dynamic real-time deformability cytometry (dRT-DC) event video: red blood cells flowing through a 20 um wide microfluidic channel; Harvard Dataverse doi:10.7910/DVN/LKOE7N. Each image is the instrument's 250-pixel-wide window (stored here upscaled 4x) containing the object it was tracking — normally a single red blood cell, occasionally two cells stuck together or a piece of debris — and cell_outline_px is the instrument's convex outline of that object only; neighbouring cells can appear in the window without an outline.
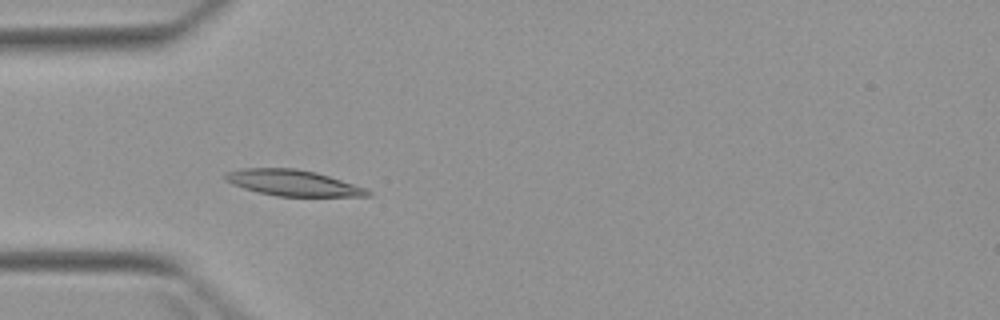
{"species": "Egyptian fruit bat (a non-hibernating species)", "species_latin": "Rousettus aegyptiacus", "temperature_condition": "warm", "stored_images_in_passage": 3, "camera_frame_rate_fps": 3000, "um_per_image_px": 0.085, "animal": {"sex": "female"}, "frame": {"image": 1, "passage_image": 1, "time_ms": 0.0, "image_size_px": [1000, 320], "cell_outline_px": [[372, 196], [276, 196], [256, 192], [232, 184], [224, 180], [224, 172], [244, 168], [296, 168], [316, 172], [368, 188], [372, 192]], "centroid_in_image_um": [24.9, 15.54], "position_along_channel_um": 60.1, "area_um2": 21.73}}
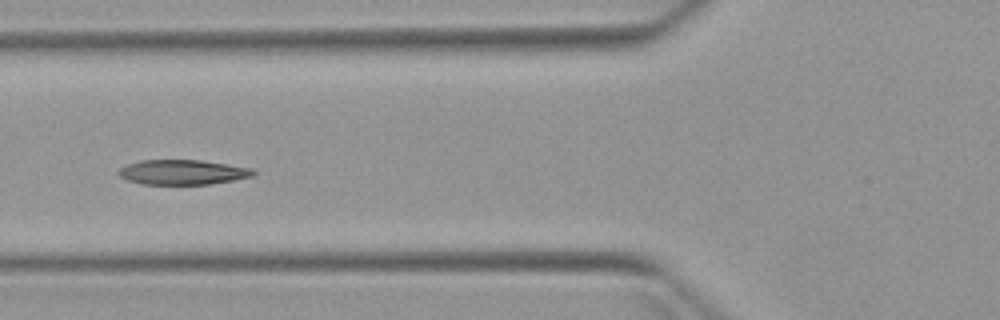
{"frame": {"image": 2, "passage_image": 2, "time_ms": 1.333, "image_size_px": [1000, 320], "cell_outline_px": [[256, 172], [252, 176], [212, 184], [140, 184], [128, 180], [120, 176], [116, 172], [120, 168], [128, 164], [140, 160], [200, 160], [228, 164], [252, 168]], "centroid_in_image_um": [15.51, 14.63], "position_along_channel_um": 110.3, "area_um2": 19.48}}
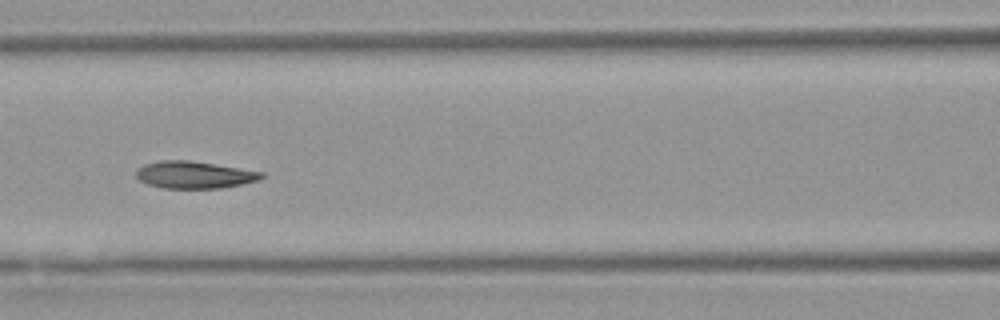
{"frame": {"image": 3, "passage_image": 3, "time_ms": 2.333, "image_size_px": [1000, 320], "cell_outline_px": [[264, 176], [260, 180], [220, 188], [164, 188], [148, 184], [140, 180], [136, 176], [136, 168], [144, 164], [160, 160], [188, 160], [264, 172]], "centroid_in_image_um": [16.49, 14.85], "position_along_channel_um": 150.1, "area_um2": 19.71}}